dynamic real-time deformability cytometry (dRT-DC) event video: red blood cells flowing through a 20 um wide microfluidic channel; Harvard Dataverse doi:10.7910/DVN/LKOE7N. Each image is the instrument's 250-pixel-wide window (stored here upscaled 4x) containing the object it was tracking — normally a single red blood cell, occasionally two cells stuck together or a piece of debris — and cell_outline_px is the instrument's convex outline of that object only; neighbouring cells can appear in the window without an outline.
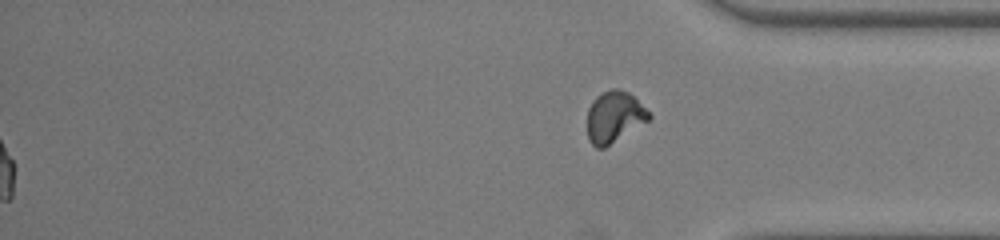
{"species": "common noctule bat (a hibernating species)", "species_latin": "Nyctalus noctula", "temperature_condition": "room temperature", "stored_images_in_passage": 50, "segment_of_instrument_passage": [2, 2], "camera_frame_rate_fps": 3000, "um_per_image_px": 0.085, "animal": {"sex": "female", "body_mass_g": 22.0, "forearm_length_mm": 56.7}, "frame": {"image": 1, "passage_image": 50, "time_ms": 16.333, "image_size_px": [1000, 240], "cell_outline_px": [[652, 116], [648, 120], [604, 148], [596, 148], [588, 140], [588, 108], [592, 100], [596, 96], [612, 88], [616, 88], [628, 92]], "centroid_in_image_um": [52.17, 9.94], "position_along_channel_um": 383.0, "area_um2": 18.03}}